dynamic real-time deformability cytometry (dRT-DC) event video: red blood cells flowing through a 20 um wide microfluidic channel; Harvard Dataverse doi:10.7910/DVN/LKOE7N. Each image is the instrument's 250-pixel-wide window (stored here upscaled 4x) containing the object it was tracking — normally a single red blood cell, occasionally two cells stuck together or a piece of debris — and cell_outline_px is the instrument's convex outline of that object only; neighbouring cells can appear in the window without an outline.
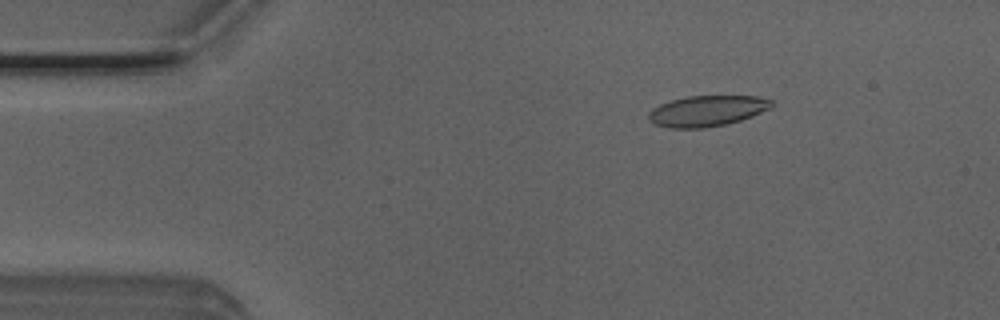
{"species": "Egyptian fruit bat (a non-hibernating species)", "species_latin": "Rousettus aegyptiacus", "temperature_condition": "room temperature", "stored_images_in_passage": 49, "camera_frame_rate_fps": 3000, "um_per_image_px": 0.085, "animal": {"sex": "male"}, "frame": {"image": 1, "passage_image": 8, "time_ms": 2.333, "image_size_px": [1000, 320], "cell_outline_px": [[772, 108], [752, 116], [740, 120], [724, 124], [704, 128], [668, 128], [656, 124], [648, 120], [648, 112], [652, 108], [660, 104], [672, 100], [688, 96], [756, 96], [772, 100]], "centroid_in_image_um": [60.08, 9.43], "position_along_channel_um": 24.9, "area_um2": 22.02}}
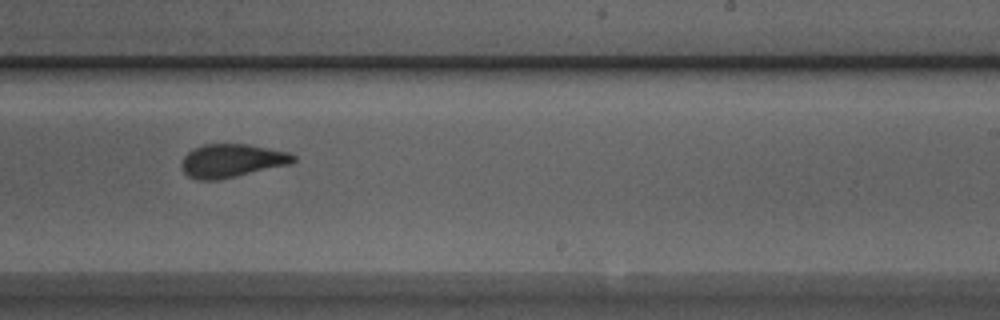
{"frame": {"image": 2, "passage_image": 31, "time_ms": 10.0, "image_size_px": [1000, 320], "cell_outline_px": [[296, 160], [292, 164], [220, 180], [200, 180], [188, 176], [180, 168], [180, 164], [184, 156], [192, 148], [204, 144], [248, 144], [288, 152], [296, 156]], "centroid_in_image_um": [19.7, 13.66], "position_along_channel_um": 269.3, "area_um2": 22.02}}
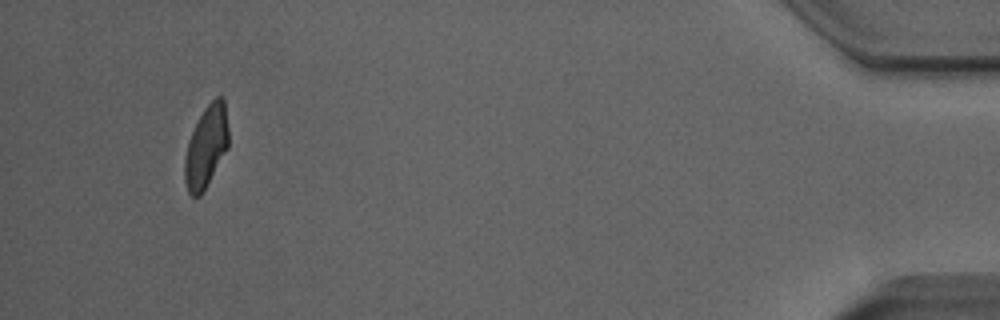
{"frame": {"image": 3, "passage_image": 48, "time_ms": 15.667, "image_size_px": [1000, 320], "cell_outline_px": [[228, 148], [200, 196], [192, 196], [188, 192], [184, 180], [184, 156], [188, 140], [204, 108], [216, 96], [224, 96], [228, 128]], "centroid_in_image_um": [17.52, 12.45], "position_along_channel_um": 417.7, "area_um2": 20.87}}